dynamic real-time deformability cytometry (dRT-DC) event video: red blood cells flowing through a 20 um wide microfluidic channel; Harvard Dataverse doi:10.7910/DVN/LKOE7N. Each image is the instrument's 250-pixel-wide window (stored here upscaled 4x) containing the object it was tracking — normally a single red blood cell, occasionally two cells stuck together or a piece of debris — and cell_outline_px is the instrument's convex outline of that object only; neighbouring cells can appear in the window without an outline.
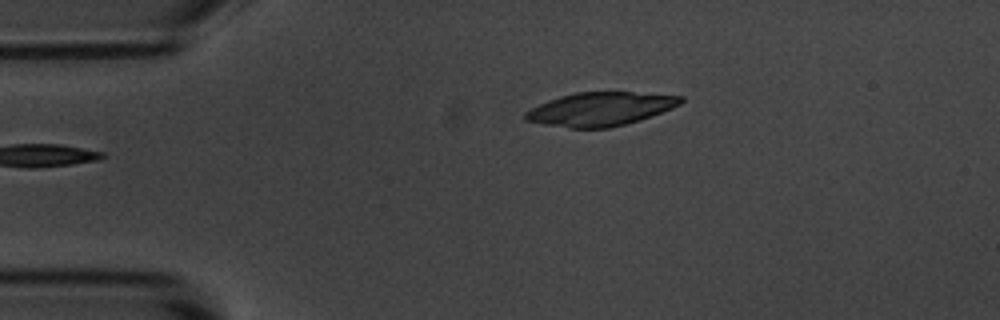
{"species": "common noctule bat (a hibernating species)", "species_latin": "Nyctalus noctula", "temperature_condition": "room temperature", "stored_images_in_passage": 5, "segment_of_instrument_passage": [2, 2], "camera_frame_rate_fps": 3000, "um_per_image_px": 0.085, "animal": {"sex": "male", "body_mass_g": 20.1, "forearm_length_mm": 53.5}, "frame": {"image": 1, "passage_image": 5, "time_ms": 4.667, "image_size_px": [1000, 320], "cell_outline_px": [[684, 100], [680, 104], [672, 108], [652, 116], [640, 120], [608, 128], [568, 128], [544, 124], [524, 120], [524, 112], [548, 100], [560, 96], [576, 92], [632, 92], [684, 96]], "centroid_in_image_um": [51.03, 9.27], "position_along_channel_um": 34.0, "area_um2": 30.35}}